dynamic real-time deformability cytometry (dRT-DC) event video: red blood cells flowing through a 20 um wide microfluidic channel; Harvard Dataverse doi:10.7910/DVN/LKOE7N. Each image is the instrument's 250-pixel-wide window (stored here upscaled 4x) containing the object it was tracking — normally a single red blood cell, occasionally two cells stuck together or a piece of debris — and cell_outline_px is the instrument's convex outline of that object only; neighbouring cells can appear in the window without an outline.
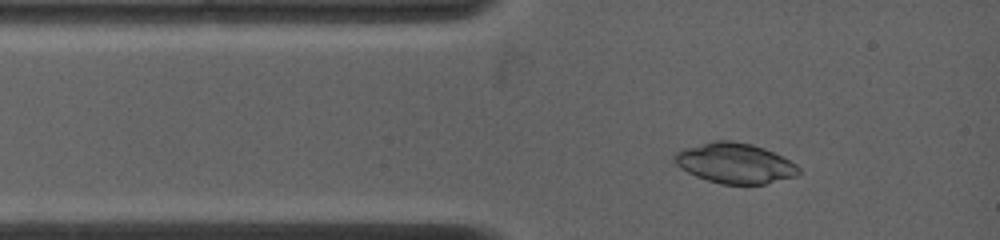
{"species": "common noctule bat (a hibernating species)", "species_latin": "Nyctalus noctula", "temperature_condition": "warm", "stored_images_in_passage": 37, "camera_frame_rate_fps": 4500, "um_per_image_px": 0.085, "animal": {"sex": "female", "body_mass_g": 19.0, "forearm_length_mm": 53.3}, "frame": {"image": 1, "passage_image": 3, "time_ms": 0.222, "image_size_px": [1000, 240], "cell_outline_px": [[800, 172], [796, 176], [764, 184], [720, 184], [696, 176], [680, 168], [676, 164], [672, 156], [680, 148], [712, 140], [732, 140], [752, 144], [764, 148], [796, 164], [800, 168]], "centroid_in_image_um": [62.41, 13.85], "position_along_channel_um": 22.6, "area_um2": 29.3}}
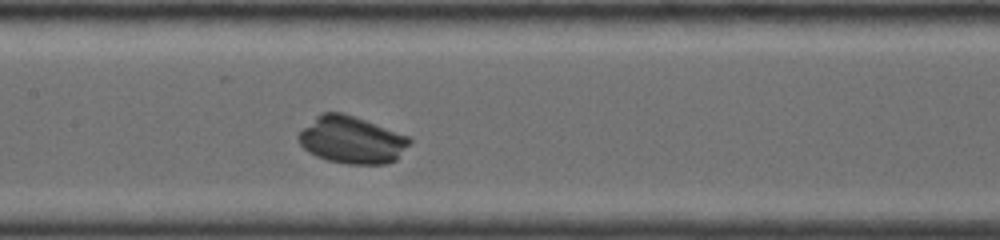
{"frame": {"image": 2, "passage_image": 23, "time_ms": 4.667, "image_size_px": [1000, 240], "cell_outline_px": [[412, 140], [396, 160], [388, 164], [348, 164], [328, 160], [316, 156], [308, 152], [300, 144], [296, 136], [316, 116], [324, 112], [340, 112], [364, 120], [408, 136]], "centroid_in_image_um": [29.88, 11.91], "position_along_channel_um": 177.5, "area_um2": 30.17}}
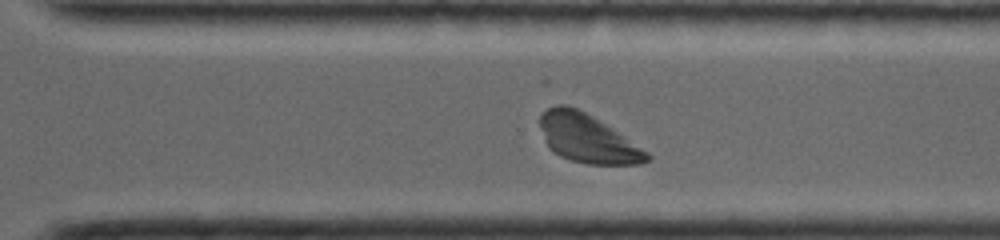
{"frame": {"image": 3, "passage_image": 37, "time_ms": 8.444, "image_size_px": [1000, 240], "cell_outline_px": [[652, 156], [648, 160], [640, 164], [588, 164], [572, 160], [560, 156], [552, 152], [548, 148], [544, 140], [540, 128], [540, 116], [548, 108], [556, 104], [564, 104], [576, 108], [592, 116], [624, 136], [648, 152]], "centroid_in_image_um": [49.9, 11.77], "position_along_channel_um": 320.7, "area_um2": 29.94}}